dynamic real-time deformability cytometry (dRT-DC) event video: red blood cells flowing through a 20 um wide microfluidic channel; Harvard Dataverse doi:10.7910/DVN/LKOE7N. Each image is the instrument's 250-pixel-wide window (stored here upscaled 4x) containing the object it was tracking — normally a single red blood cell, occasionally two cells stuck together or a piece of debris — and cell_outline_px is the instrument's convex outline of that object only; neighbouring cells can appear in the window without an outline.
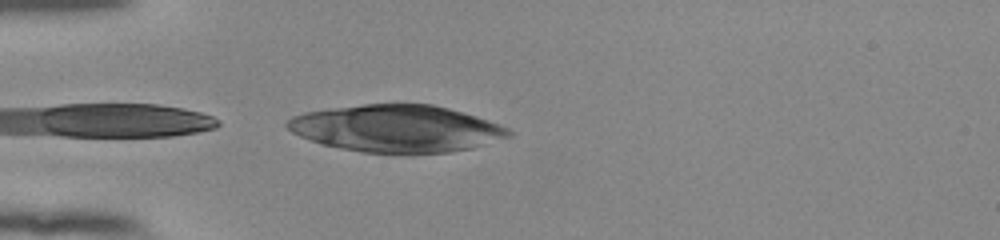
{"species": "human", "species_latin": "Homo sapiens", "temperature_condition": "room temperature", "stored_images_in_passage": 15, "camera_frame_rate_fps": 3000, "um_per_image_px": 0.085, "donor": {"sex": "female"}, "frame": {"image": 1, "passage_image": 15, "time_ms": 4.667, "image_size_px": [1000, 240], "cell_outline_px": [[512, 136], [472, 148], [452, 152], [360, 152], [320, 144], [300, 136], [292, 132], [284, 124], [292, 116], [304, 112], [332, 108], [364, 104], [432, 104], [448, 108], [476, 116], [500, 124], [508, 128], [512, 132]], "centroid_in_image_um": [33.7, 10.92], "position_along_channel_um": 51.3, "area_um2": 60.46}}